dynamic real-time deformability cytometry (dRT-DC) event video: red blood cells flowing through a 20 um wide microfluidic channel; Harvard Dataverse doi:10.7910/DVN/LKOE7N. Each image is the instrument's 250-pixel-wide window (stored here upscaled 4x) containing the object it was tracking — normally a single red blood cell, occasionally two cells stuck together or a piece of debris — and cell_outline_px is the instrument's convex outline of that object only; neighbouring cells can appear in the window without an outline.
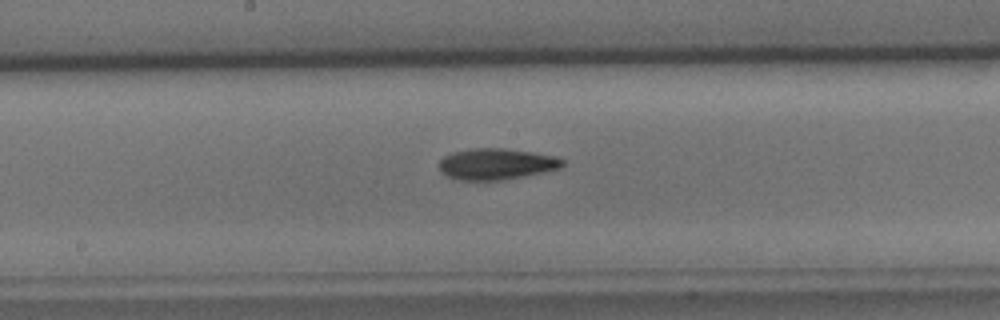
{"species": "common noctule bat (a hibernating species)", "species_latin": "Nyctalus noctula", "temperature_condition": "cold", "stored_images_in_passage": 35, "camera_frame_rate_fps": 3000, "um_per_image_px": 0.085, "animal": {"sex": "male", "body_mass_g": 15.6}, "frame": {"image": 1, "passage_image": 20, "time_ms": 6.333, "image_size_px": [1000, 320], "cell_outline_px": [[564, 164], [560, 168], [524, 176], [504, 180], [456, 180], [440, 172], [436, 164], [444, 156], [452, 152], [472, 148], [504, 148], [532, 152], [552, 156], [564, 160]], "centroid_in_image_um": [42.12, 13.94], "position_along_channel_um": 206.1, "area_um2": 22.54}}